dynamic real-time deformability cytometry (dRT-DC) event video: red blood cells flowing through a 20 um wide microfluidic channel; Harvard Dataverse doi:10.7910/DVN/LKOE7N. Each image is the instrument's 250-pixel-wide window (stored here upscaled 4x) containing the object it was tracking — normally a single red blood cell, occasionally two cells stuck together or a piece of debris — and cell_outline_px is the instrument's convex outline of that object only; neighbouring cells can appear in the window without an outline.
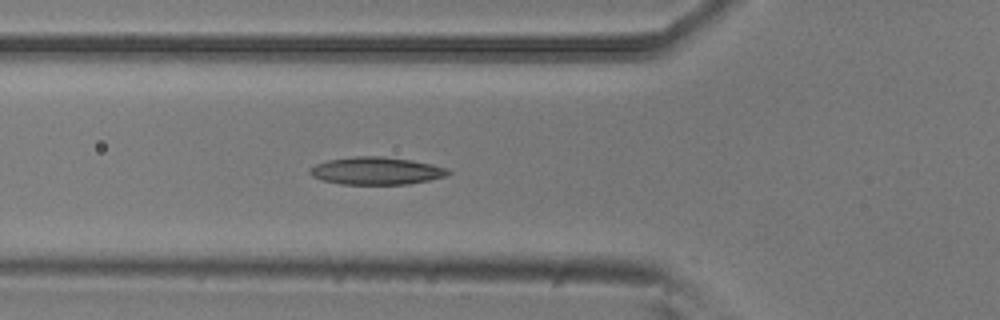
{"species": "common noctule bat (a hibernating species)", "species_latin": "Nyctalus noctula", "temperature_condition": "room temperature", "stored_images_in_passage": 36, "camera_frame_rate_fps": 3000, "um_per_image_px": 0.085, "animal": {"sex": "male", "body_mass_g": 20.5, "forearm_length_mm": 52.5}, "frame": {"image": 1, "passage_image": 2, "time_ms": 0.333, "image_size_px": [1000, 320], "cell_outline_px": [[452, 172], [444, 176], [428, 180], [408, 184], [340, 184], [324, 180], [312, 176], [308, 172], [308, 168], [316, 164], [328, 160], [352, 156], [380, 156], [412, 160], [432, 164], [448, 168]], "centroid_in_image_um": [31.97, 14.51], "position_along_channel_um": 93.8, "area_um2": 22.2}}
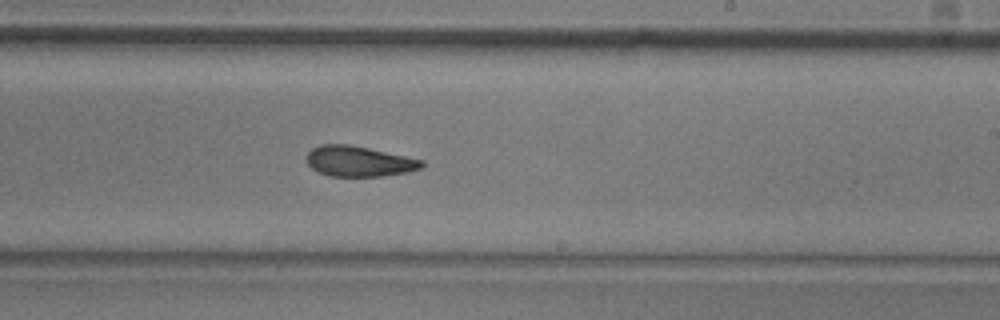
{"frame": {"image": 2, "passage_image": 15, "time_ms": 4.667, "image_size_px": [1000, 320], "cell_outline_px": [[424, 164], [420, 168], [408, 172], [384, 176], [328, 176], [312, 168], [308, 164], [308, 152], [312, 148], [320, 144], [348, 144], [368, 148], [424, 160]], "centroid_in_image_um": [30.52, 13.71], "position_along_channel_um": 258.5, "area_um2": 20.29}}
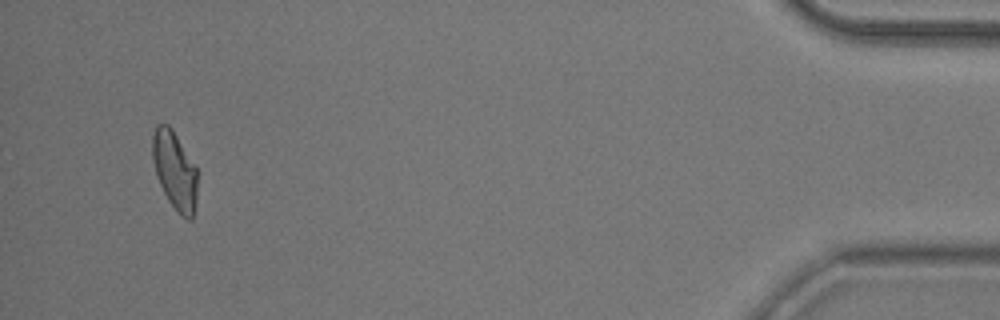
{"frame": {"image": 3, "passage_image": 34, "time_ms": 11.0, "image_size_px": [1000, 320], "cell_outline_px": [[196, 204], [192, 220], [188, 220], [180, 216], [168, 200], [156, 176], [152, 156], [152, 136], [156, 124], [168, 124], [172, 128], [196, 168]], "centroid_in_image_um": [14.83, 14.5], "position_along_channel_um": 420.4, "area_um2": 20.4}, "authors_computed_cell_mechanics": {"area_um2": 20.8658, "velocity_mm_per_s": 3.7846, "shape_relaxation_time_tau1_ms": 5.4832, "shape_relaxation_time_tau2_ms": 2.5508, "deformation_change_tau1": 0.1382, "deformation_change_tau2": 0.0877}}